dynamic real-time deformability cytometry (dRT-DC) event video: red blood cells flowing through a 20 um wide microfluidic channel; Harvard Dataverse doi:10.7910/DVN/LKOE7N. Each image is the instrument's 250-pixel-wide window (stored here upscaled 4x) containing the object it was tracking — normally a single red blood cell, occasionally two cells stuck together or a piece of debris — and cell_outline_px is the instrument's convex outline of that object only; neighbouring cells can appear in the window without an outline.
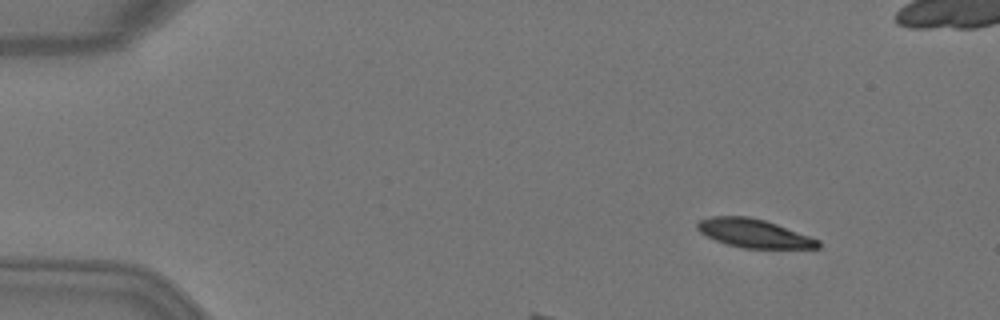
{"species": "Egyptian fruit bat (a non-hibernating species)", "species_latin": "Rousettus aegyptiacus", "temperature_condition": "warm", "stored_images_in_passage": 4, "camera_frame_rate_fps": 3000, "um_per_image_px": 0.085, "animal": {"sex": "female"}, "frame": {"image": 1, "passage_image": 1, "time_ms": 0.0, "image_size_px": [1000, 320], "cell_outline_px": [[820, 248], [744, 248], [728, 244], [716, 240], [700, 232], [696, 228], [696, 224], [700, 220], [712, 216], [748, 216], [764, 220], [776, 224], [820, 240]], "centroid_in_image_um": [64.08, 19.83], "position_along_channel_um": 20.9, "area_um2": 19.83}}